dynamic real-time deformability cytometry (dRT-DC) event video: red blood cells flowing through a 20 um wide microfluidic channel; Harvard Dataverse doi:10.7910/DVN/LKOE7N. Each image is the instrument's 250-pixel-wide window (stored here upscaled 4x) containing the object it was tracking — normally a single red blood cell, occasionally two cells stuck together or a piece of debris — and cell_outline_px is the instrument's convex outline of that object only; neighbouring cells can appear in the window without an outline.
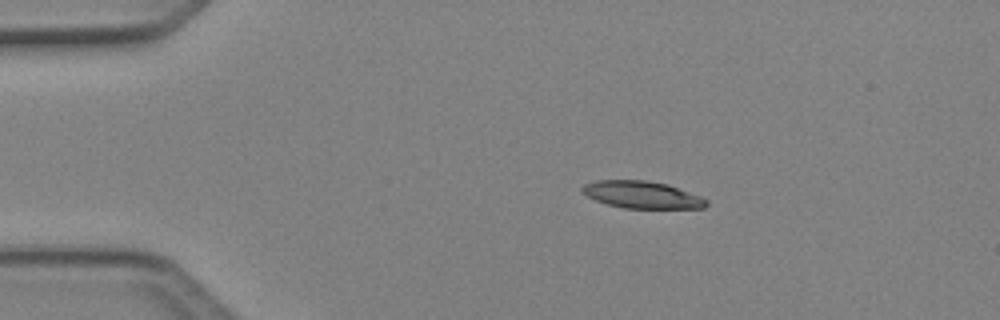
{"species": "Egyptian fruit bat (a non-hibernating species)", "species_latin": "Rousettus aegyptiacus", "temperature_condition": "cold", "stored_images_in_passage": 4, "camera_frame_rate_fps": 3000, "um_per_image_px": 0.085, "animal": {"sex": "female"}, "frame": {"image": 1, "passage_image": 1, "time_ms": 0.0, "image_size_px": [1000, 320], "cell_outline_px": [[708, 204], [704, 208], [624, 208], [608, 204], [596, 200], [580, 192], [580, 188], [584, 184], [596, 180], [644, 180], [668, 184], [700, 196], [708, 200]], "centroid_in_image_um": [54.55, 16.55], "position_along_channel_um": 30.4, "area_um2": 19.65}}
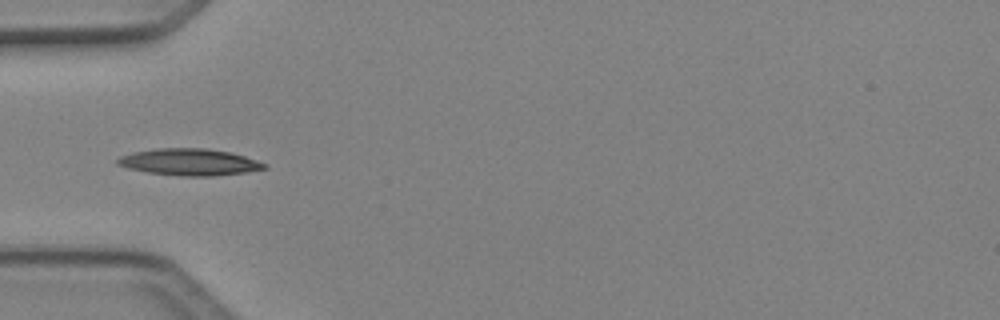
{"frame": {"image": 2, "passage_image": 3, "time_ms": 0.667, "image_size_px": [1000, 320], "cell_outline_px": [[268, 168], [244, 172], [212, 176], [180, 176], [148, 172], [128, 168], [116, 164], [116, 160], [120, 156], [132, 152], [156, 148], [204, 148], [232, 152], [268, 164]], "centroid_in_image_um": [16.09, 13.77], "position_along_channel_um": 68.9, "area_um2": 22.89}}
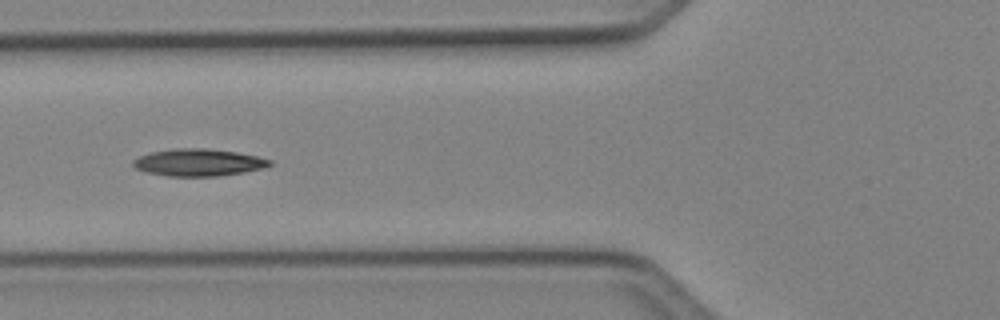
{"frame": {"image": 3, "passage_image": 4, "time_ms": 1.0, "image_size_px": [1000, 320], "cell_outline_px": [[272, 164], [264, 168], [244, 172], [220, 176], [168, 176], [148, 172], [136, 168], [132, 164], [132, 160], [140, 156], [152, 152], [172, 148], [204, 148], [236, 152], [256, 156], [272, 160]], "centroid_in_image_um": [16.88, 13.81], "position_along_channel_um": 108.9, "area_um2": 21.56}}